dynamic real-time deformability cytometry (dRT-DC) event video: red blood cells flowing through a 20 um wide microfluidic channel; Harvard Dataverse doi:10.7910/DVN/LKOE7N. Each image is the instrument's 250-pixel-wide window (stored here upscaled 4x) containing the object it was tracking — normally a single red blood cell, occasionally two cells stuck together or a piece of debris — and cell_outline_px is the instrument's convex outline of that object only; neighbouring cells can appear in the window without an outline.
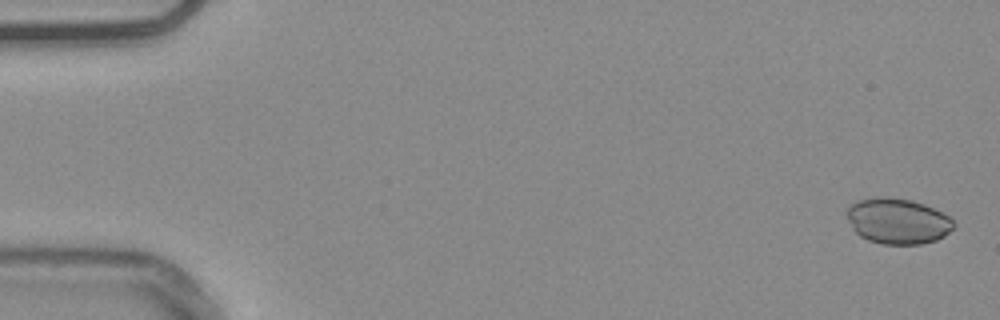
{"species": "common noctule bat (a hibernating species)", "species_latin": "Nyctalus noctula", "temperature_condition": "warm", "stored_images_in_passage": 55, "camera_frame_rate_fps": 3000, "um_per_image_px": 0.085, "animal": {"sex": "male", "body_mass_g": 20.4}, "frame": {"image": 1, "passage_image": 2, "time_ms": 0.333, "image_size_px": [1000, 320], "cell_outline_px": [[956, 224], [944, 236], [936, 240], [920, 244], [880, 244], [868, 240], [860, 236], [852, 228], [848, 220], [848, 204], [860, 200], [880, 196], [912, 200], [924, 204], [948, 216]], "centroid_in_image_um": [76.29, 18.79], "position_along_channel_um": 8.7, "area_um2": 28.26}}
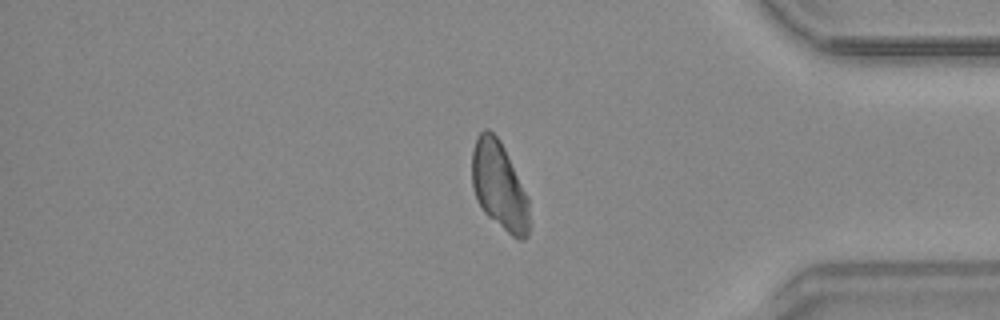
{"frame": {"image": 2, "passage_image": 46, "time_ms": 15.0, "image_size_px": [1000, 320], "cell_outline_px": [[532, 224], [528, 236], [524, 240], [520, 240], [512, 236], [488, 216], [484, 212], [472, 188], [472, 148], [476, 136], [484, 128], [488, 128], [500, 140], [528, 196]], "centroid_in_image_um": [42.46, 15.82], "position_along_channel_um": 392.7, "area_um2": 29.82}}
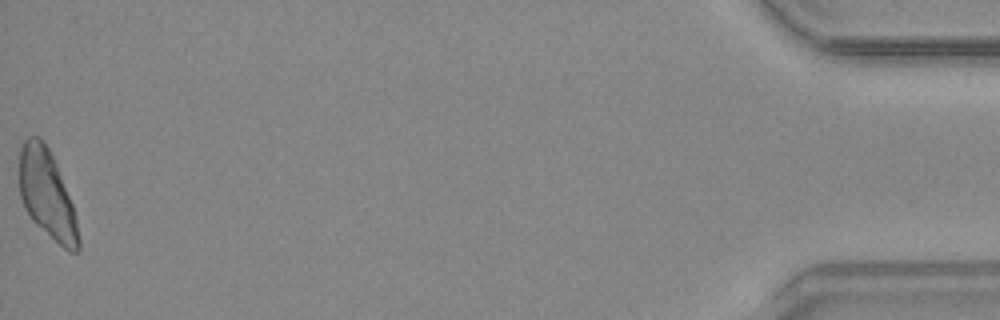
{"frame": {"image": 3, "passage_image": 55, "time_ms": 18.0, "image_size_px": [1000, 320], "cell_outline_px": [[80, 248], [76, 252], [68, 252], [36, 224], [32, 220], [24, 208], [20, 196], [20, 148], [24, 140], [28, 136], [40, 136], [44, 140], [56, 164], [72, 204], [76, 220], [80, 240]], "centroid_in_image_um": [3.99, 16.52], "position_along_channel_um": 431.2, "area_um2": 30.29}}